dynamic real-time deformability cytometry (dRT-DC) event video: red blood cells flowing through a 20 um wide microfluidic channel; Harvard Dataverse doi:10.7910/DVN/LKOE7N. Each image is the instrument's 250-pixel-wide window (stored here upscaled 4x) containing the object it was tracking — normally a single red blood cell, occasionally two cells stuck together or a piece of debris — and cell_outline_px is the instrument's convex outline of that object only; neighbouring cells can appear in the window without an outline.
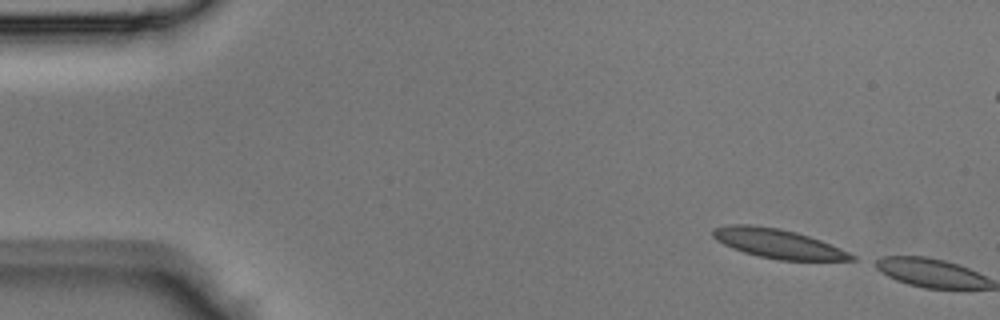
{"species": "Egyptian fruit bat (a non-hibernating species)", "species_latin": "Rousettus aegyptiacus", "temperature_condition": "room temperature", "stored_images_in_passage": 2, "camera_frame_rate_fps": 3000, "um_per_image_px": 0.085, "animal": {"sex": "male"}, "frame": {"image": 1, "passage_image": 1, "time_ms": 0.0, "image_size_px": [1000, 320], "cell_outline_px": [[856, 260], [780, 260], [760, 256], [744, 252], [732, 248], [716, 240], [712, 236], [712, 228], [732, 224], [748, 224], [780, 228], [796, 232], [820, 240], [840, 248], [856, 256]], "centroid_in_image_um": [66.1, 20.69], "position_along_channel_um": 18.9, "area_um2": 23.47}}